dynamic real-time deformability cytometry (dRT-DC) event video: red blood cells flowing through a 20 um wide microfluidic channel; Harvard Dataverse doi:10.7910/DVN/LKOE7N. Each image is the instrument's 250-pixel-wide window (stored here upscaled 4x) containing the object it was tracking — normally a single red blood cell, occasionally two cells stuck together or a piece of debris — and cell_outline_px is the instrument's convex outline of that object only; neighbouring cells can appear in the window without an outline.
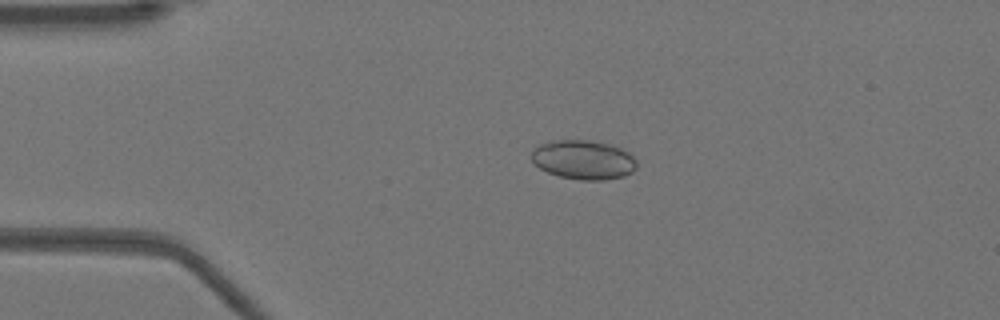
{"species": "Egyptian fruit bat (a non-hibernating species)", "species_latin": "Rousettus aegyptiacus", "temperature_condition": "warm", "stored_images_in_passage": 41, "camera_frame_rate_fps": 3000, "um_per_image_px": 0.085, "animal": {"sex": "female"}, "frame": {"image": 1, "passage_image": 1, "time_ms": 0.0, "image_size_px": [1000, 320], "cell_outline_px": [[636, 168], [632, 172], [624, 176], [604, 180], [580, 180], [560, 176], [548, 172], [540, 168], [532, 160], [532, 148], [536, 144], [552, 140], [592, 140], [612, 144], [628, 152], [636, 160]], "centroid_in_image_um": [49.58, 13.56], "position_along_channel_um": 35.4, "area_um2": 24.28}}
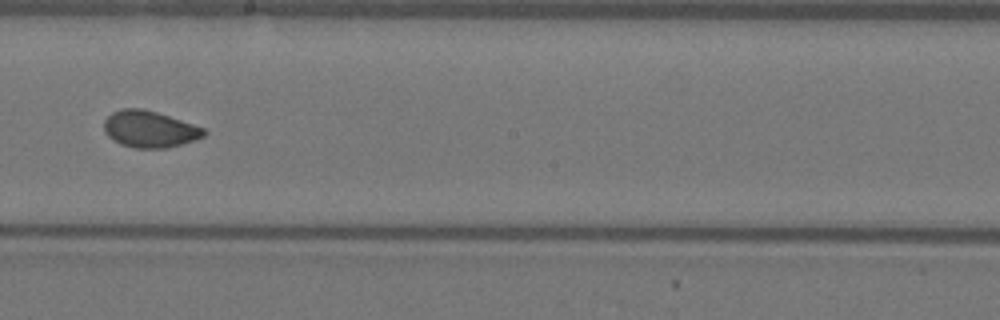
{"frame": {"image": 2, "passage_image": 19, "time_ms": 6.0, "image_size_px": [1000, 320], "cell_outline_px": [[208, 132], [204, 136], [196, 140], [168, 148], [136, 148], [120, 144], [112, 140], [104, 132], [104, 120], [112, 112], [120, 108], [144, 108], [204, 128]], "centroid_in_image_um": [12.7, 10.98], "position_along_channel_um": 235.5, "area_um2": 21.44}}
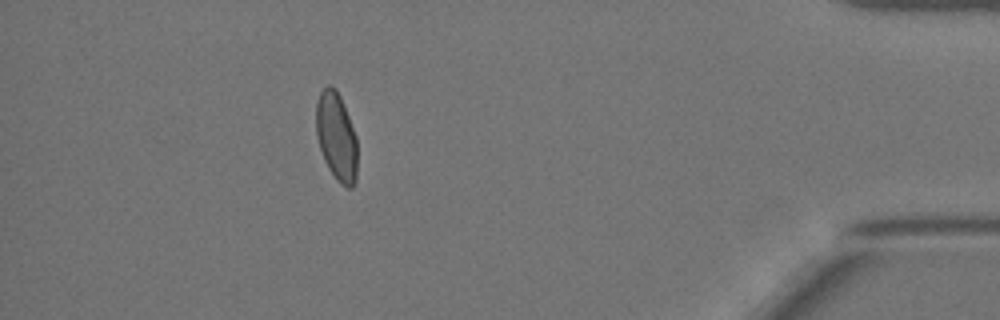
{"frame": {"image": 3, "passage_image": 36, "time_ms": 11.667, "image_size_px": [1000, 320], "cell_outline_px": [[356, 180], [352, 188], [348, 188], [340, 184], [336, 180], [328, 168], [324, 160], [316, 136], [316, 104], [320, 92], [328, 84], [336, 88], [344, 104], [356, 136]], "centroid_in_image_um": [28.59, 11.61], "position_along_channel_um": 406.6, "area_um2": 21.27}, "authors_computed_cell_mechanics": {"area_um2": 21.2704, "velocity_mm_per_s": 3.9367, "shape_relaxation_time_tau1_ms": null, "shape_relaxation_time_tau2_ms": 0.8678, "deformation_change_tau1": null, "deformation_change_tau2": 0.0457}}